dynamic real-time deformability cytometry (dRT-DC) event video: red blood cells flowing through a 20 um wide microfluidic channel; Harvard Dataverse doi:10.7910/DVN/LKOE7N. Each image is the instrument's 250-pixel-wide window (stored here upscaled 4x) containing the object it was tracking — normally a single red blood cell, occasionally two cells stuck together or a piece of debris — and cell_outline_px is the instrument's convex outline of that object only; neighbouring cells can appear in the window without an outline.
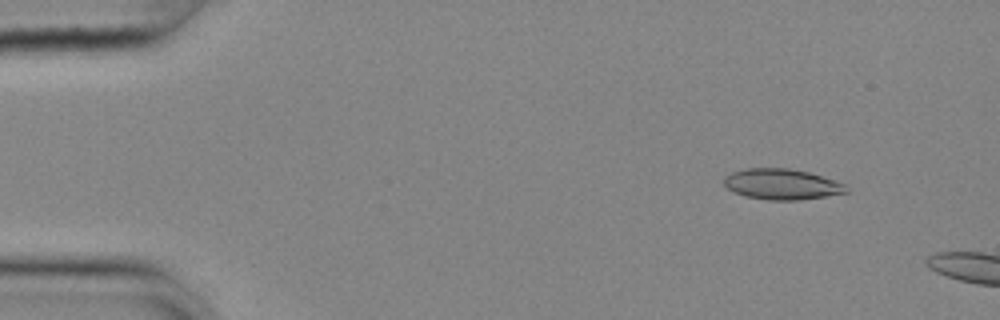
{"species": "common noctule bat (a hibernating species)", "species_latin": "Nyctalus noctula", "temperature_condition": "cold", "stored_images_in_passage": 10, "camera_frame_rate_fps": 3000, "um_per_image_px": 0.085, "animal": {"sex": "female", "body_mass_g": 25.1}, "frame": {"image": 1, "passage_image": 6, "time_ms": 1.667, "image_size_px": [1000, 320], "cell_outline_px": [[848, 192], [800, 200], [768, 200], [744, 196], [732, 192], [724, 184], [724, 176], [732, 172], [744, 168], [788, 168], [808, 172], [848, 184]], "centroid_in_image_um": [66.44, 15.66], "position_along_channel_um": 18.6, "area_um2": 22.02}}